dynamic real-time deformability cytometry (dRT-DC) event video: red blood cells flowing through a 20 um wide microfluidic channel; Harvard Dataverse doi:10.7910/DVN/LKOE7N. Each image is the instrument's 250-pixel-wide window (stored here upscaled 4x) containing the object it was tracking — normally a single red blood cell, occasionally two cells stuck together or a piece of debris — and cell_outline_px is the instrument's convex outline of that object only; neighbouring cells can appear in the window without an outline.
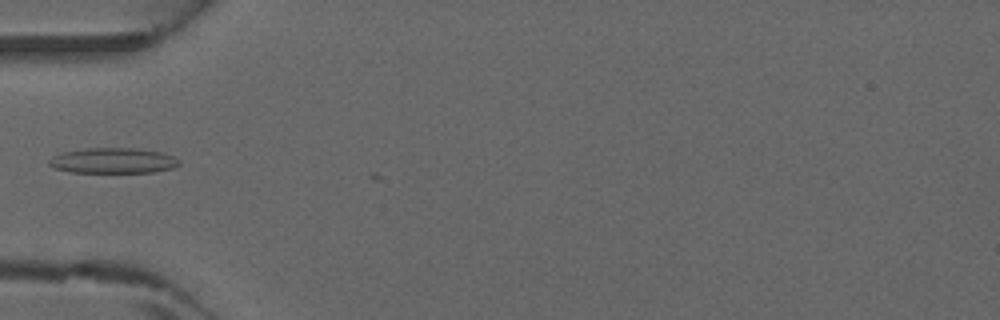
{"species": "common noctule bat (a hibernating species)", "species_latin": "Nyctalus noctula", "temperature_condition": "warm", "stored_images_in_passage": 6, "camera_frame_rate_fps": 3000, "um_per_image_px": 0.085, "animal": {"sex": "male", "forearm_length_mm": 52.5}, "frame": {"image": 1, "passage_image": 1, "time_ms": 0.0, "image_size_px": [1000, 320], "cell_outline_px": [[180, 164], [176, 168], [152, 172], [68, 172], [52, 168], [48, 164], [48, 160], [52, 156], [60, 152], [88, 148], [136, 148], [160, 152], [172, 156], [180, 160]], "centroid_in_image_um": [9.58, 13.65], "position_along_channel_um": 75.4, "area_um2": 19.48}}
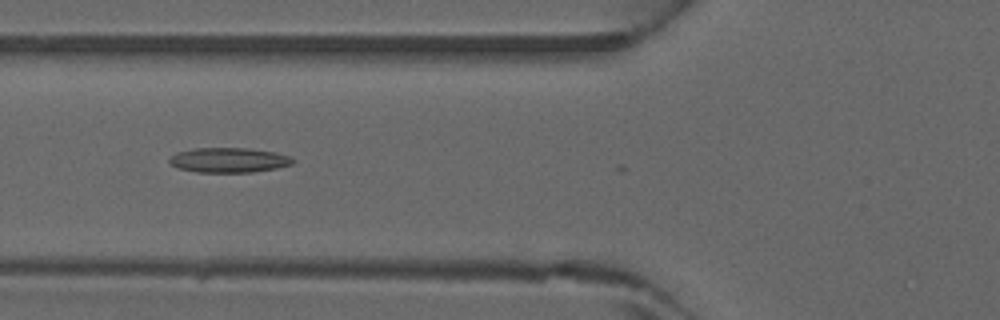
{"frame": {"image": 2, "passage_image": 3, "time_ms": 0.667, "image_size_px": [1000, 320], "cell_outline_px": [[296, 160], [292, 164], [276, 168], [252, 172], [196, 172], [176, 168], [168, 160], [168, 156], [176, 152], [196, 148], [248, 148], [276, 152], [292, 156]], "centroid_in_image_um": [19.45, 13.6], "position_along_channel_um": 106.4, "area_um2": 18.09}}
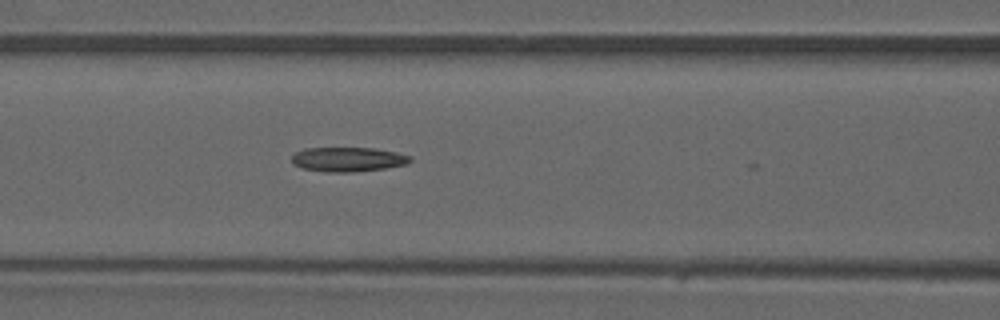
{"frame": {"image": 3, "passage_image": 5, "time_ms": 1.333, "image_size_px": [1000, 320], "cell_outline_px": [[412, 160], [408, 164], [384, 168], [352, 172], [328, 172], [304, 168], [292, 164], [292, 156], [296, 152], [304, 148], [376, 148], [396, 152], [412, 156]], "centroid_in_image_um": [29.6, 13.54], "position_along_channel_um": 137.0, "area_um2": 16.88}}